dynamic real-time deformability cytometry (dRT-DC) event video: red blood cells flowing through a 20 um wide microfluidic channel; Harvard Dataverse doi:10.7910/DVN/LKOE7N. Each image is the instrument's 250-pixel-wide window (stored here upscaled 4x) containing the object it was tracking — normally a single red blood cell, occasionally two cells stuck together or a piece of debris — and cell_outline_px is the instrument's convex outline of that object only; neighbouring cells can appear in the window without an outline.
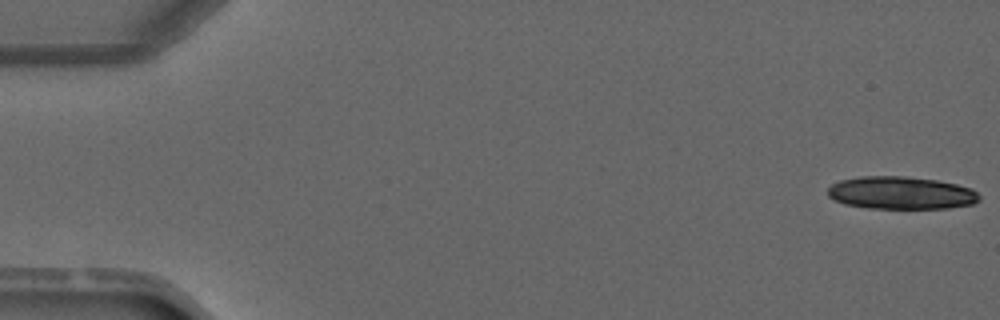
{"species": "common noctule bat (a hibernating species)", "species_latin": "Nyctalus noctula", "temperature_condition": "warm", "stored_images_in_passage": 3, "camera_frame_rate_fps": 3000, "um_per_image_px": 0.085, "animal": {"sex": "male", "forearm_length_mm": 52.5}, "frame": {"image": 1, "passage_image": 1, "time_ms": 0.0, "image_size_px": [1000, 320], "cell_outline_px": [[980, 200], [972, 204], [948, 208], [868, 208], [844, 204], [828, 196], [828, 188], [832, 184], [840, 180], [860, 176], [904, 176], [936, 180], [956, 184], [972, 188], [980, 196]], "centroid_in_image_um": [76.59, 16.39], "position_along_channel_um": 8.4, "area_um2": 28.84}}